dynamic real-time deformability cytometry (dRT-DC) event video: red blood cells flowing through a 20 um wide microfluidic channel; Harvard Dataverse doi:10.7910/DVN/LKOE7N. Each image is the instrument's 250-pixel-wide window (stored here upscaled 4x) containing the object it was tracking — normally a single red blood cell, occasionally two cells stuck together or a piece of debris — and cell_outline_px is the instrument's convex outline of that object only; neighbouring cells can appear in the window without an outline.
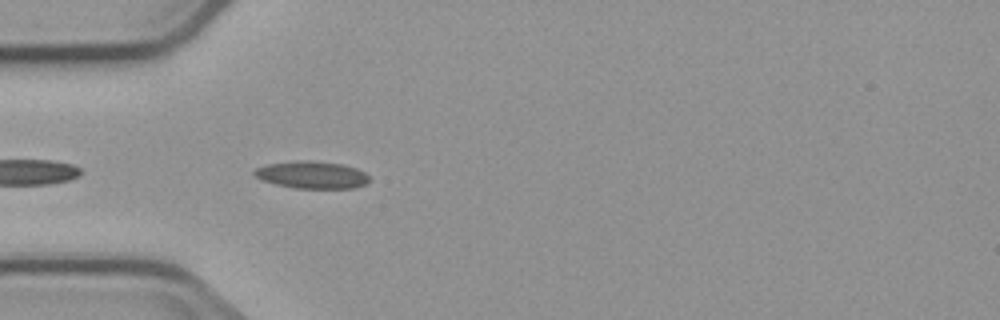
{"species": "common noctule bat (a hibernating species)", "species_latin": "Nyctalus noctula", "temperature_condition": "cold", "stored_images_in_passage": 4, "camera_frame_rate_fps": 3000, "um_per_image_px": 0.085, "animal": {"sex": "male", "body_mass_g": 23.1, "forearm_length_mm": 52.7}, "frame": {"image": 1, "passage_image": 4, "time_ms": 4.333, "image_size_px": [1000, 320], "cell_outline_px": [[368, 184], [352, 188], [296, 188], [276, 184], [264, 180], [256, 176], [252, 172], [256, 168], [268, 164], [292, 160], [312, 160], [344, 164], [356, 168], [364, 172], [368, 176]], "centroid_in_image_um": [26.53, 14.85], "position_along_channel_um": 58.5, "area_um2": 18.32}}